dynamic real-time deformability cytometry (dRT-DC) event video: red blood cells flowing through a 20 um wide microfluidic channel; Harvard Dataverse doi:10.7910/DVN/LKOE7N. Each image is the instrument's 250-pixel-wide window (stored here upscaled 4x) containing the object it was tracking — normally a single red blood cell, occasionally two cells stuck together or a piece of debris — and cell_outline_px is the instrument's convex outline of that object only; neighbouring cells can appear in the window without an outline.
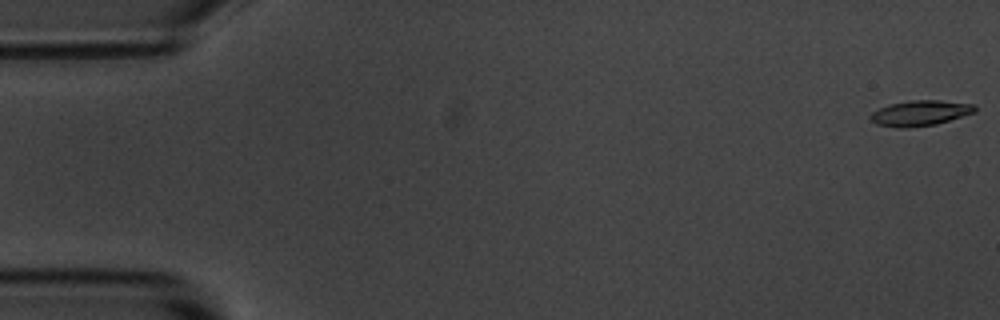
{"species": "common noctule bat (a hibernating species)", "species_latin": "Nyctalus noctula", "temperature_condition": "room temperature", "stored_images_in_passage": 11, "camera_frame_rate_fps": 3000, "um_per_image_px": 0.085, "animal": {"sex": "male", "body_mass_g": 20.1, "forearm_length_mm": 53.5}, "frame": {"image": 1, "passage_image": 1, "time_ms": 0.0, "image_size_px": [1000, 320], "cell_outline_px": [[976, 112], [936, 124], [908, 128], [900, 128], [876, 124], [868, 116], [872, 112], [888, 104], [908, 100], [940, 100], [976, 104]], "centroid_in_image_um": [78.22, 9.6], "position_along_channel_um": 6.8, "area_um2": 15.61}}